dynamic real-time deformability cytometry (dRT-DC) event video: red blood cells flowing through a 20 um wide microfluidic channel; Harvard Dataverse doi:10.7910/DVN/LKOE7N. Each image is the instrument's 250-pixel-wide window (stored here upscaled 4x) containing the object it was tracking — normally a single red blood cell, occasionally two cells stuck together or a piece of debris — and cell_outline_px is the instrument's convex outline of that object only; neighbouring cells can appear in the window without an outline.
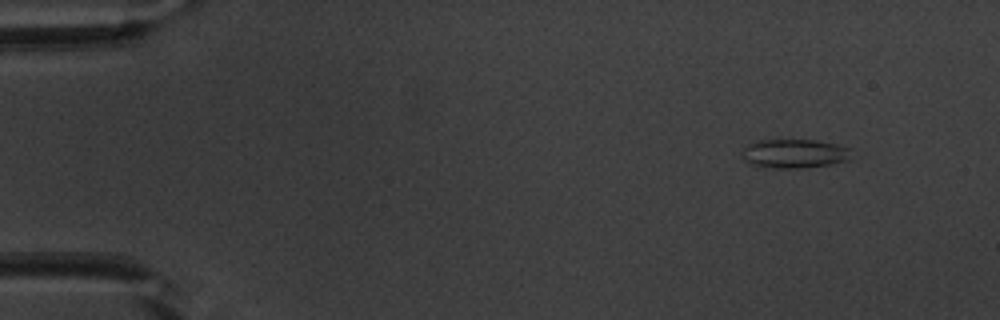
{"species": "common noctule bat (a hibernating species)", "species_latin": "Nyctalus noctula", "temperature_condition": "warm", "stored_images_in_passage": 47, "camera_frame_rate_fps": 3000, "um_per_image_px": 0.085, "animal": {"sex": "male", "body_mass_g": 20.1, "forearm_length_mm": 53.5}, "frame": {"image": 1, "passage_image": 1, "time_ms": 0.0, "image_size_px": [1000, 320], "cell_outline_px": [[852, 148], [848, 160], [828, 164], [804, 168], [764, 168], [752, 164], [740, 156], [740, 152], [748, 144], [756, 140], [816, 140], [836, 144]], "centroid_in_image_um": [67.48, 13.05], "position_along_channel_um": 17.5, "area_um2": 18.61}}
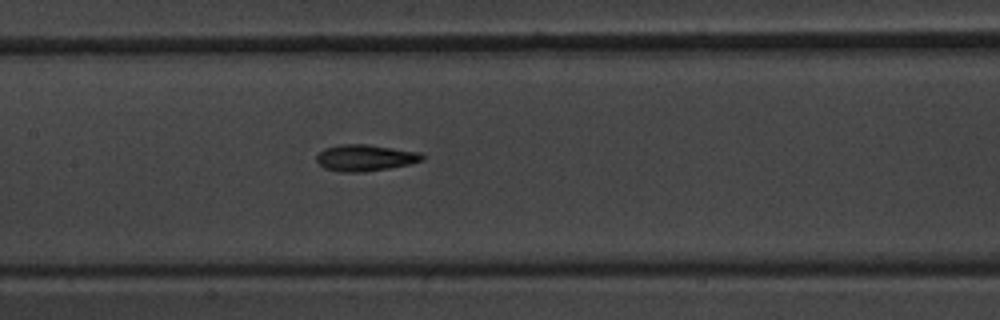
{"frame": {"image": 2, "passage_image": 21, "time_ms": 6.667, "image_size_px": [1000, 320], "cell_outline_px": [[424, 160], [412, 164], [364, 172], [340, 172], [324, 168], [316, 160], [316, 156], [324, 148], [340, 144], [368, 144], [420, 152], [424, 156]], "centroid_in_image_um": [31.05, 13.41], "position_along_channel_um": 176.3, "area_um2": 16.42}}
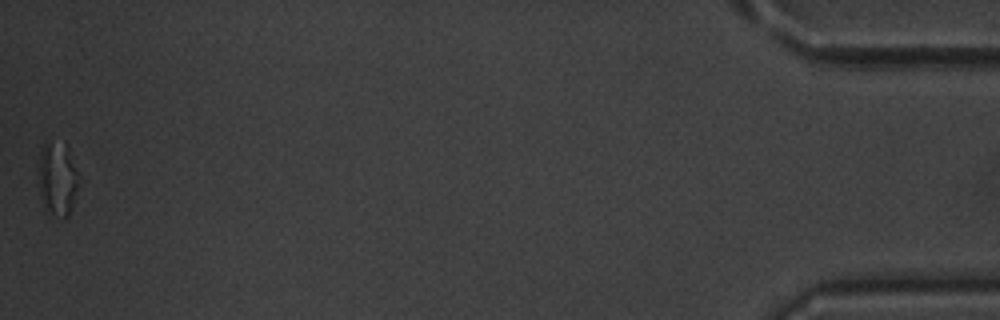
{"frame": {"image": 3, "passage_image": 47, "time_ms": 15.333, "image_size_px": [1000, 320], "cell_outline_px": [[76, 188], [72, 204], [68, 216], [64, 220], [52, 212], [48, 208], [40, 196], [36, 184], [40, 152], [44, 144], [64, 140], [68, 144], [76, 172]], "centroid_in_image_um": [4.83, 15.12], "position_along_channel_um": 430.4, "area_um2": 17.11}, "authors_computed_cell_mechanics": {"area_um2": 16.3574, "velocity_mm_per_s": 3.9766, "shape_relaxation_time_tau1_ms": 4.2197, "shape_relaxation_time_tau2_ms": 3.6171, "deformation_change_tau1": 0.1164, "deformation_change_tau2": 0.1269}}